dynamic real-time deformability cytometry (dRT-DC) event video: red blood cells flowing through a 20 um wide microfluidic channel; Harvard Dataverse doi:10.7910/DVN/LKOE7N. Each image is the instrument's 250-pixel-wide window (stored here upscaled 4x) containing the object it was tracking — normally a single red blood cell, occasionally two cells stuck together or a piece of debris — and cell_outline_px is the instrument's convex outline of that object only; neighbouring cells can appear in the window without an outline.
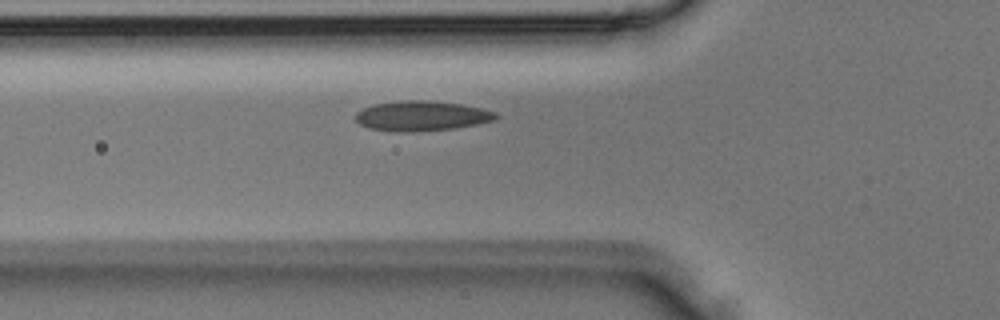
{"species": "Egyptian fruit bat (a non-hibernating species)", "species_latin": "Rousettus aegyptiacus", "temperature_condition": "room temperature", "stored_images_in_passage": 2, "camera_frame_rate_fps": 3000, "um_per_image_px": 0.085, "animal": {"sex": "male"}, "frame": {"image": 1, "passage_image": 2, "time_ms": 0.333, "image_size_px": [1000, 320], "cell_outline_px": [[500, 116], [496, 120], [456, 128], [412, 132], [392, 132], [368, 128], [360, 124], [356, 120], [356, 112], [364, 108], [376, 104], [404, 100], [424, 100], [460, 104], [480, 108], [496, 112]], "centroid_in_image_um": [35.85, 9.86], "position_along_channel_um": 90.0, "area_um2": 24.51}}